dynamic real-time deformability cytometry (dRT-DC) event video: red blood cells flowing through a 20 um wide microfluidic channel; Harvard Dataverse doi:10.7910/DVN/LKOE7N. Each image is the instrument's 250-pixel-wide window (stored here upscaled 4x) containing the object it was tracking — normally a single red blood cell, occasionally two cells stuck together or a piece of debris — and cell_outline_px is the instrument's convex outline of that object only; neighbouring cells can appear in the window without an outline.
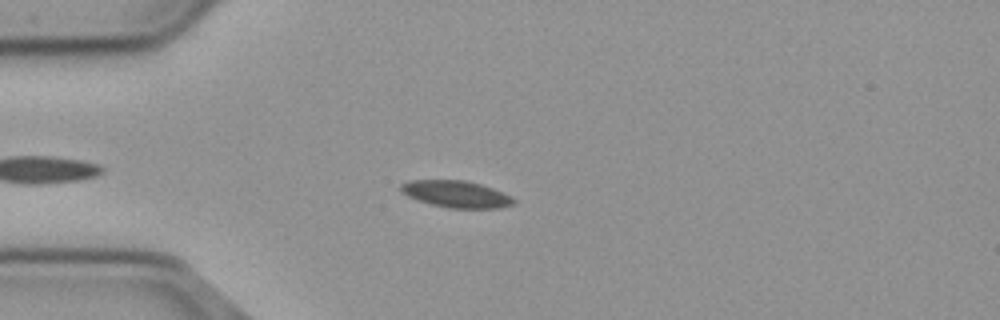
{"species": "common noctule bat (a hibernating species)", "species_latin": "Nyctalus noctula", "temperature_condition": "cold", "stored_images_in_passage": 48, "camera_frame_rate_fps": 3000, "um_per_image_px": 0.085, "animal": {"sex": "male", "body_mass_g": 23.1, "forearm_length_mm": 52.7}, "frame": {"image": 1, "passage_image": 10, "time_ms": 3.0, "image_size_px": [1000, 320], "cell_outline_px": [[516, 204], [500, 208], [448, 208], [432, 204], [408, 196], [400, 192], [400, 184], [408, 180], [468, 180], [492, 188], [512, 196], [516, 200]], "centroid_in_image_um": [38.8, 16.49], "position_along_channel_um": 46.2, "area_um2": 17.74}}
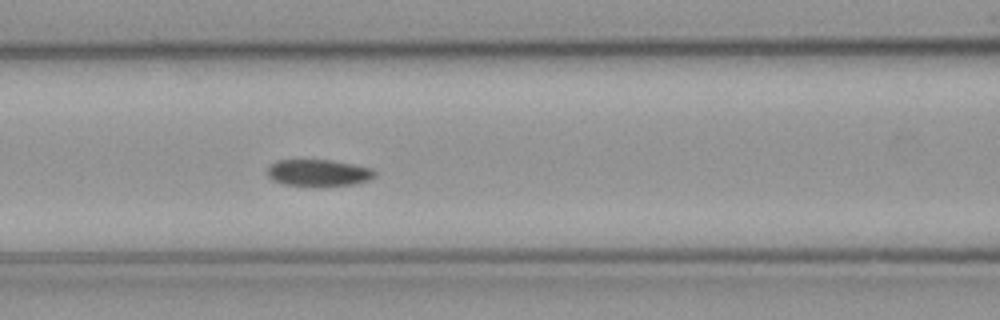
{"frame": {"image": 2, "passage_image": 19, "time_ms": 6.0, "image_size_px": [1000, 320], "cell_outline_px": [[376, 176], [368, 180], [356, 184], [324, 188], [312, 188], [284, 184], [272, 180], [268, 176], [268, 168], [276, 160], [332, 160], [372, 168], [376, 172]], "centroid_in_image_um": [27.09, 14.73], "position_along_channel_um": 139.5, "area_um2": 17.4}}
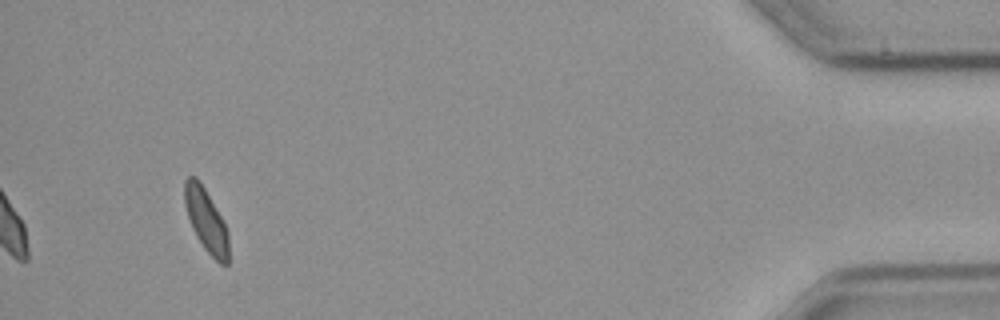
{"frame": {"image": 3, "passage_image": 48, "time_ms": 15.667, "image_size_px": [1000, 320], "cell_outline_px": [[228, 264], [220, 264], [204, 248], [196, 236], [192, 228], [184, 204], [184, 180], [188, 176], [196, 176], [200, 180], [220, 216], [228, 232]], "centroid_in_image_um": [17.49, 18.7], "position_along_channel_um": 417.7, "area_um2": 16.01}}